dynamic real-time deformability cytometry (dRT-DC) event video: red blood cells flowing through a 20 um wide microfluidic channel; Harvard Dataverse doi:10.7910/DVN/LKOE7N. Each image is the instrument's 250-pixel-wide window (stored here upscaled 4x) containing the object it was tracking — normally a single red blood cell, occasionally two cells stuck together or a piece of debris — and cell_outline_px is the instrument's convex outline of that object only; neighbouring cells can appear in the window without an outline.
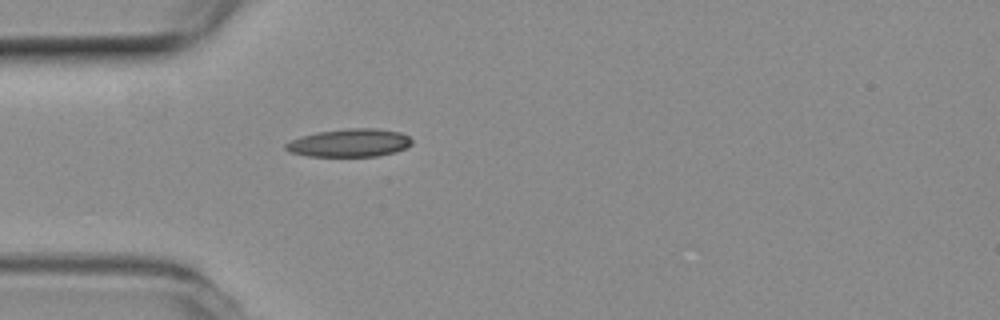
{"species": "common noctule bat (a hibernating species)", "species_latin": "Nyctalus noctula", "temperature_condition": "room temperature", "stored_images_in_passage": 1, "camera_frame_rate_fps": 3000, "um_per_image_px": 0.085, "animal": {"sex": "female", "body_mass_g": 19.3, "forearm_length_mm": 54.1}, "frame": {"image": 1, "passage_image": 1, "time_ms": 0.0, "image_size_px": [1000, 320], "cell_outline_px": [[412, 144], [396, 152], [376, 156], [308, 156], [288, 152], [284, 148], [284, 144], [300, 136], [316, 132], [344, 128], [376, 128], [400, 132], [408, 136], [412, 140]], "centroid_in_image_um": [29.68, 12.14], "position_along_channel_um": 55.3, "area_um2": 20.75}}